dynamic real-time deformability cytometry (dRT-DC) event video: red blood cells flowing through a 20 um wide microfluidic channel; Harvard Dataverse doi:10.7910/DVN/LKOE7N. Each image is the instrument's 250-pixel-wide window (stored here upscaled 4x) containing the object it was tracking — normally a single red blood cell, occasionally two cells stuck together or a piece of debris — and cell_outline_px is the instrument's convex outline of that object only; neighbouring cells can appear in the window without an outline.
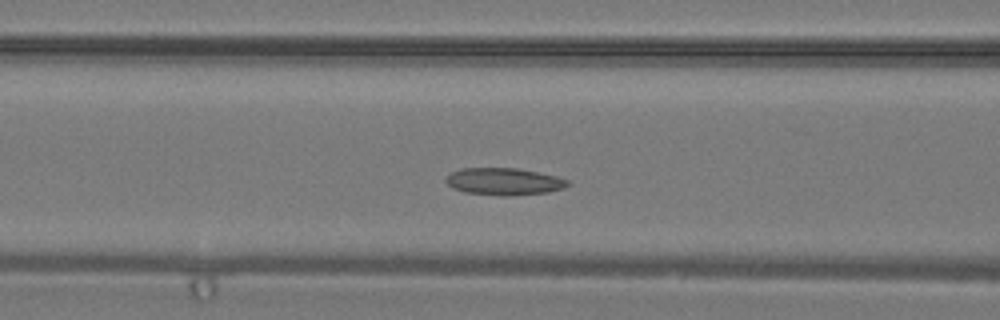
{"species": "common noctule bat (a hibernating species)", "species_latin": "Nyctalus noctula", "temperature_condition": "warm", "stored_images_in_passage": 32, "camera_frame_rate_fps": 3000, "um_per_image_px": 0.085, "animal": {"sex": "male", "body_mass_g": 19.2, "forearm_length_mm": 51.8}, "frame": {"image": 1, "passage_image": 9, "time_ms": 2.667, "image_size_px": [1000, 320], "cell_outline_px": [[568, 184], [564, 188], [548, 192], [508, 196], [504, 196], [464, 192], [452, 188], [444, 180], [452, 172], [460, 168], [516, 168], [556, 176], [568, 180]], "centroid_in_image_um": [42.81, 15.43], "position_along_channel_um": 123.8, "area_um2": 19.13}}
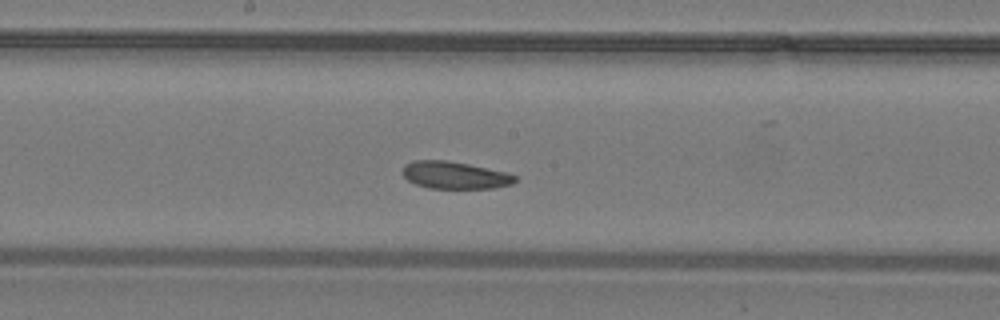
{"frame": {"image": 2, "passage_image": 14, "time_ms": 4.333, "image_size_px": [1000, 320], "cell_outline_px": [[516, 180], [512, 184], [496, 188], [428, 188], [416, 184], [408, 180], [404, 176], [404, 164], [412, 160], [448, 160], [468, 164], [504, 172], [516, 176]], "centroid_in_image_um": [38.64, 14.89], "position_along_channel_um": 209.6, "area_um2": 17.74}}
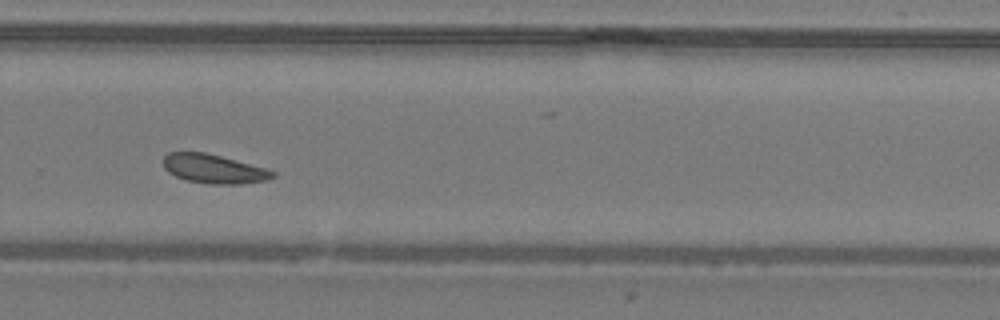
{"frame": {"image": 3, "passage_image": 20, "time_ms": 6.333, "image_size_px": [1000, 320], "cell_outline_px": [[276, 176], [268, 180], [240, 184], [212, 184], [188, 180], [176, 176], [168, 172], [164, 168], [164, 156], [168, 152], [204, 152], [220, 156], [264, 168], [276, 172]], "centroid_in_image_um": [18.17, 14.35], "position_along_channel_um": 311.6, "area_um2": 18.26}}